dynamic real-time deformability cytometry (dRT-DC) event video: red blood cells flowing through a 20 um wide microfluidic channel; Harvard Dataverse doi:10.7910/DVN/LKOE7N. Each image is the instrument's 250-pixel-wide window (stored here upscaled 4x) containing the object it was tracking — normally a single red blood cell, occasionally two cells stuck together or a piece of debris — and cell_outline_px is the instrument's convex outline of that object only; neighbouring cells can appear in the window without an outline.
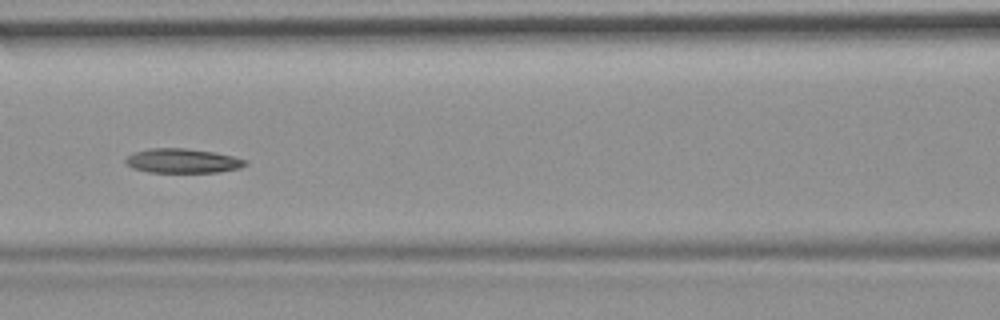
{"species": "common noctule bat (a hibernating species)", "species_latin": "Nyctalus noctula", "temperature_condition": "room temperature", "stored_images_in_passage": 54, "camera_frame_rate_fps": 3000, "um_per_image_px": 0.085, "animal": {"sex": "female", "body_mass_g": 19.9}, "frame": {"image": 1, "passage_image": 24, "time_ms": 7.667, "image_size_px": [1000, 320], "cell_outline_px": [[248, 164], [240, 168], [216, 172], [148, 172], [132, 168], [124, 164], [124, 160], [132, 152], [148, 148], [184, 148], [212, 152], [232, 156], [248, 160]], "centroid_in_image_um": [15.47, 13.67], "position_along_channel_um": 151.1, "area_um2": 17.11}}